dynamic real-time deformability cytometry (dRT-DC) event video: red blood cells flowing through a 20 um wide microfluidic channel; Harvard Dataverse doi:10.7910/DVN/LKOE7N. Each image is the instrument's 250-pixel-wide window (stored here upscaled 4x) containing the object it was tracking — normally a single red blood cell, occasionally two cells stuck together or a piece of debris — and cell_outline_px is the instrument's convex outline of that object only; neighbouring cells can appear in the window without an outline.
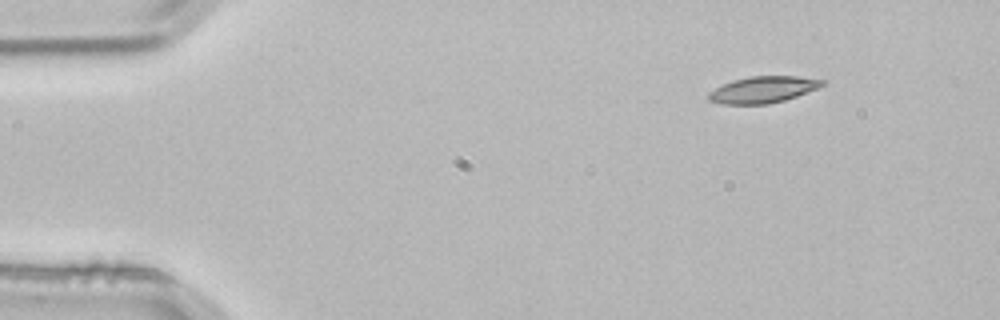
{"species": "common noctule bat (a hibernating species)", "species_latin": "Nyctalus noctula", "temperature_condition": "room temperature", "stored_images_in_passage": 3, "camera_frame_rate_fps": 3000, "um_per_image_px": 0.085, "animal": {"sex": "male", "body_mass_g": 21.5, "forearm_length_mm": 52.0}, "frame": {"image": 1, "passage_image": 1, "time_ms": 0.0, "image_size_px": [1000, 320], "cell_outline_px": [[828, 80], [824, 84], [816, 88], [796, 96], [784, 100], [768, 104], [720, 104], [708, 100], [708, 92], [724, 84], [748, 76], [796, 76]], "centroid_in_image_um": [64.85, 7.62], "position_along_channel_um": 20.1, "area_um2": 17.4}}
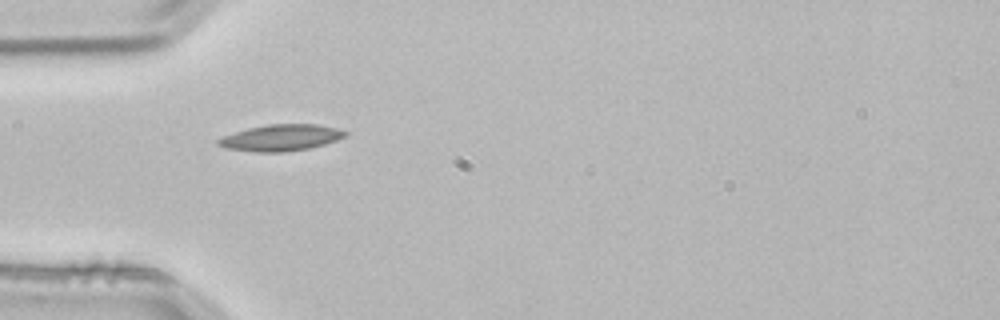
{"frame": {"image": 2, "passage_image": 3, "time_ms": 0.667, "image_size_px": [1000, 320], "cell_outline_px": [[348, 136], [324, 144], [308, 148], [284, 152], [256, 152], [224, 148], [216, 144], [216, 140], [224, 136], [248, 128], [268, 124], [316, 124], [336, 128], [348, 132]], "centroid_in_image_um": [23.87, 11.7], "position_along_channel_um": 61.1, "area_um2": 19.48}}